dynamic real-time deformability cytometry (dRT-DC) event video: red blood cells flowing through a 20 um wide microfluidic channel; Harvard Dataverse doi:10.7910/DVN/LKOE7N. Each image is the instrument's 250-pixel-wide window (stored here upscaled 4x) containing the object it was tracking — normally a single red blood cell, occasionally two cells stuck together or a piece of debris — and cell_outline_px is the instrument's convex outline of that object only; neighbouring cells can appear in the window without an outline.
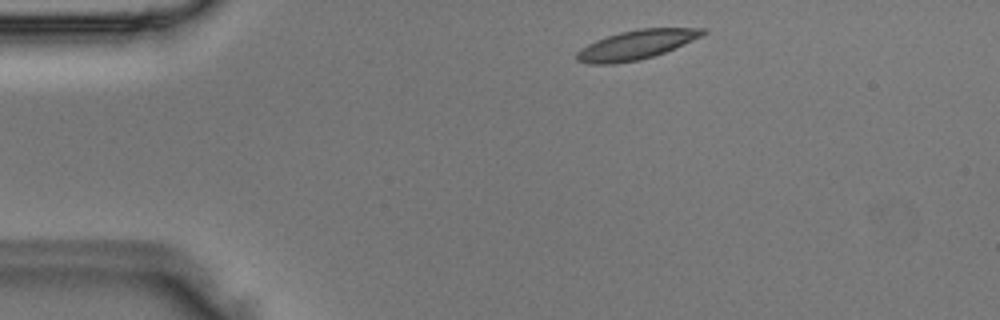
{"species": "Egyptian fruit bat (a non-hibernating species)", "species_latin": "Rousettus aegyptiacus", "temperature_condition": "room temperature", "stored_images_in_passage": 8, "camera_frame_rate_fps": 3000, "um_per_image_px": 0.085, "animal": {"sex": "male"}, "frame": {"image": 1, "passage_image": 2, "time_ms": 0.333, "image_size_px": [1000, 320], "cell_outline_px": [[708, 32], [700, 36], [664, 52], [640, 60], [612, 64], [588, 64], [576, 60], [576, 52], [580, 48], [596, 40], [620, 32], [636, 28], [704, 28]], "centroid_in_image_um": [54.02, 3.81], "position_along_channel_um": 31.0, "area_um2": 21.27}}